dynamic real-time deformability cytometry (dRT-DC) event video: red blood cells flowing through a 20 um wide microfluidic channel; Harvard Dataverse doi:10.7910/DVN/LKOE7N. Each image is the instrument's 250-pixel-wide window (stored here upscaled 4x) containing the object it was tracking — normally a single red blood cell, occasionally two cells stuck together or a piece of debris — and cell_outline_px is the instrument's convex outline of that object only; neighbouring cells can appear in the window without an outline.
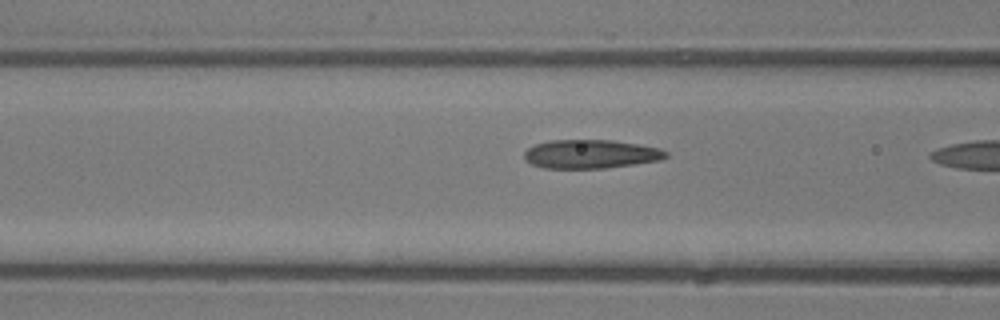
{"species": "common noctule bat (a hibernating species)", "species_latin": "Nyctalus noctula", "temperature_condition": "room temperature", "stored_images_in_passage": 10, "camera_frame_rate_fps": 3000, "um_per_image_px": 0.085, "animal": {"sex": "male", "body_mass_g": 13.3}, "frame": {"image": 1, "passage_image": 9, "time_ms": 2.667, "image_size_px": [1000, 320], "cell_outline_px": [[668, 156], [660, 160], [604, 168], [544, 168], [532, 164], [524, 160], [524, 152], [528, 148], [536, 144], [548, 140], [612, 140], [640, 144], [660, 148], [668, 152]], "centroid_in_image_um": [50.2, 13.09], "position_along_channel_um": 116.4, "area_um2": 23.76}}